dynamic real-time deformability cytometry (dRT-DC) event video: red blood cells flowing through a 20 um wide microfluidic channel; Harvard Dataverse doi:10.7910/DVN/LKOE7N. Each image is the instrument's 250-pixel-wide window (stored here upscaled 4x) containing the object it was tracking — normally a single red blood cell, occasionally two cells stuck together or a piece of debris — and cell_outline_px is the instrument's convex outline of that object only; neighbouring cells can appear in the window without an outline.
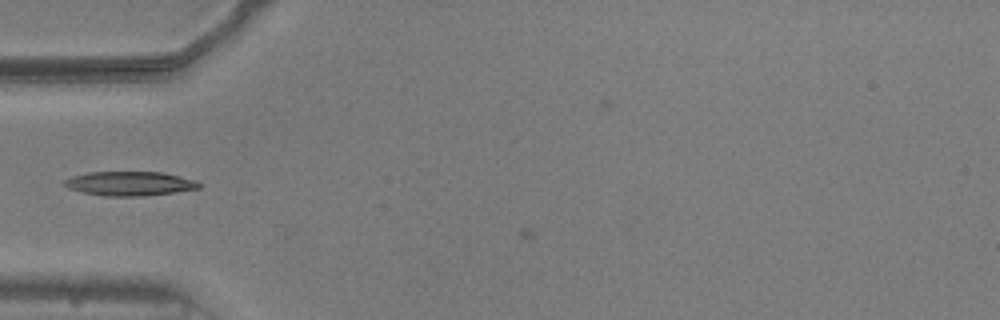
{"species": "common noctule bat (a hibernating species)", "species_latin": "Nyctalus noctula", "temperature_condition": "warm", "stored_images_in_passage": 11, "camera_frame_rate_fps": 3000, "um_per_image_px": 0.085, "animal": {"sex": "male", "body_mass_g": 20.5, "forearm_length_mm": 52.5}, "frame": {"image": 1, "passage_image": 10, "time_ms": 3.0, "image_size_px": [1000, 320], "cell_outline_px": [[204, 184], [200, 188], [176, 192], [144, 196], [108, 196], [84, 192], [68, 188], [64, 184], [64, 180], [72, 176], [88, 172], [164, 172], [196, 180]], "centroid_in_image_um": [11.09, 15.6], "position_along_channel_um": 73.9, "area_um2": 19.07}}